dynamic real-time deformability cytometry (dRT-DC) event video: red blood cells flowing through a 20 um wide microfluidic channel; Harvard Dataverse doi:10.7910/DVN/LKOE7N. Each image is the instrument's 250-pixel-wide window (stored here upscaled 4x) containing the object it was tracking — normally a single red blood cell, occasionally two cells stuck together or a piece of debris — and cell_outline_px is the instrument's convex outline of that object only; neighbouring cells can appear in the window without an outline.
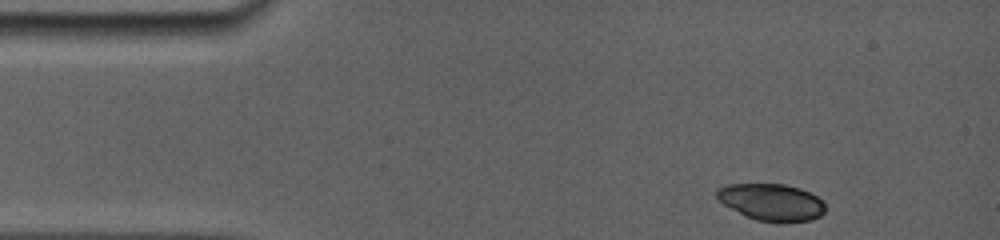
{"species": "common noctule bat (a hibernating species)", "species_latin": "Nyctalus noctula", "temperature_condition": "room temperature", "stored_images_in_passage": 24, "camera_frame_rate_fps": 5000, "um_per_image_px": 0.085, "animal": {"sex": "female", "body_mass_g": 19.0, "forearm_length_mm": 56.7}, "frame": {"image": 1, "passage_image": 1, "time_ms": 0.0, "image_size_px": [1000, 240], "cell_outline_px": [[824, 212], [820, 216], [812, 220], [784, 224], [780, 224], [756, 220], [716, 200], [716, 188], [728, 184], [784, 184], [800, 188], [824, 200]], "centroid_in_image_um": [65.6, 17.2], "position_along_channel_um": 19.4, "area_um2": 23.64}}
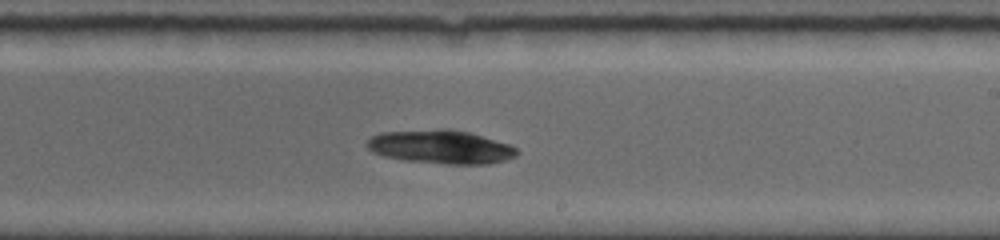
{"frame": {"image": 2, "passage_image": 14, "time_ms": 8.0, "image_size_px": [1000, 240], "cell_outline_px": [[520, 152], [516, 156], [504, 160], [488, 164], [448, 164], [404, 160], [384, 156], [372, 152], [364, 144], [372, 136], [380, 132], [440, 128], [448, 128], [468, 132], [508, 144], [516, 148]], "centroid_in_image_um": [37.43, 12.48], "position_along_channel_um": 251.6, "area_um2": 29.48}}
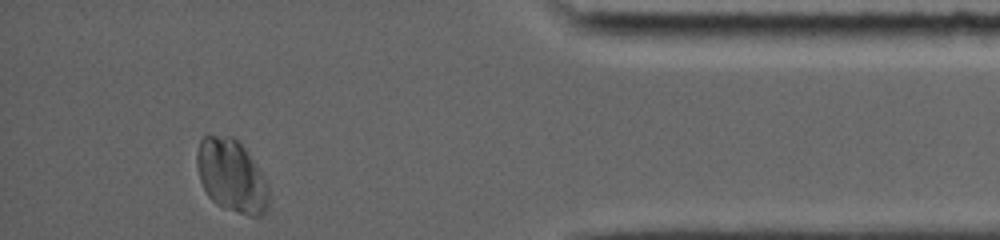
{"frame": {"image": 3, "passage_image": 24, "time_ms": 13.0, "image_size_px": [1000, 240], "cell_outline_px": [[268, 208], [260, 216], [248, 216], [216, 204], [208, 196], [200, 180], [196, 164], [196, 152], [200, 140], [204, 136], [232, 136], [244, 148], [260, 172], [268, 188]], "centroid_in_image_um": [19.65, 14.96], "position_along_channel_um": 415.6, "area_um2": 30.0}, "authors_computed_cell_mechanics": {"area_um2": 29.7092, "velocity_mm_per_s": 3.8344, "shape_relaxation_time_tau1_ms": 3.134, "shape_relaxation_time_tau2_ms": null, "deformation_change_tau1": 0.0473, "deformation_change_tau2": null}}